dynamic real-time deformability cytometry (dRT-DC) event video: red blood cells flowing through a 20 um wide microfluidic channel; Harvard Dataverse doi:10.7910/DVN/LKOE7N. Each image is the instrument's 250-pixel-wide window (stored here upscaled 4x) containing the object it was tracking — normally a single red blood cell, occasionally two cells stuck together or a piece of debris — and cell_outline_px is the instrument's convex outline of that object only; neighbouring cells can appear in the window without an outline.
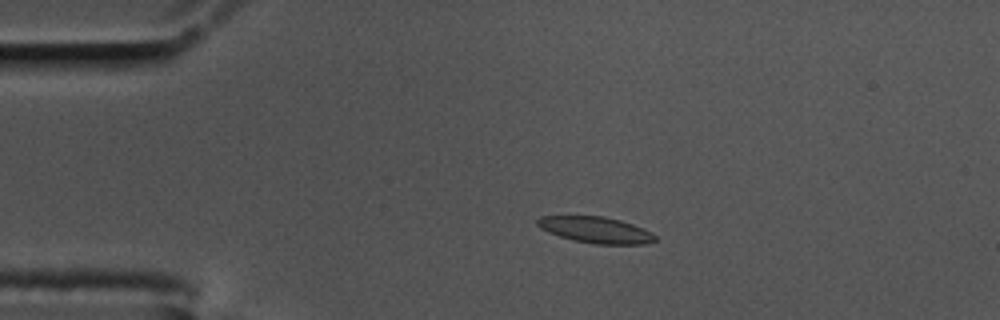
{"species": "common noctule bat (a hibernating species)", "species_latin": "Nyctalus noctula", "temperature_condition": "cold", "stored_images_in_passage": 58, "camera_frame_rate_fps": 3000, "um_per_image_px": 0.085, "animal": {"sex": "male", "body_mass_g": 17.5, "forearm_length_mm": 52.3}, "frame": {"image": 1, "passage_image": 12, "time_ms": 3.667, "image_size_px": [1000, 320], "cell_outline_px": [[656, 240], [644, 244], [596, 244], [572, 240], [548, 232], [540, 228], [536, 224], [536, 220], [540, 216], [604, 216], [620, 220], [632, 224], [652, 232], [656, 236]], "centroid_in_image_um": [50.62, 19.54], "position_along_channel_um": 34.4, "area_um2": 17.98}}
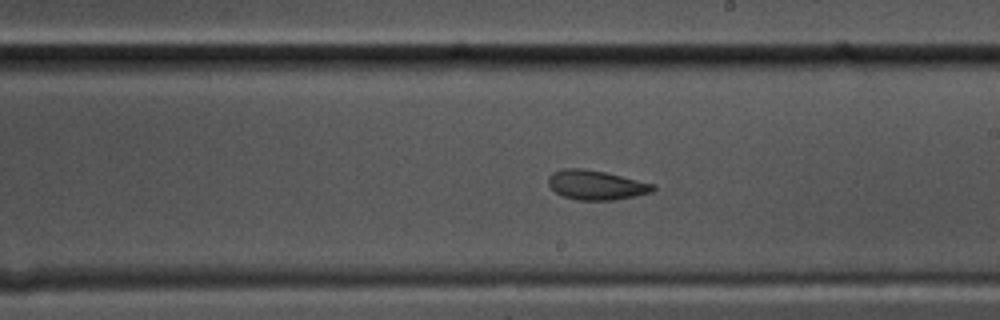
{"frame": {"image": 2, "passage_image": 33, "time_ms": 10.667, "image_size_px": [1000, 320], "cell_outline_px": [[656, 188], [652, 192], [636, 196], [612, 200], [576, 200], [564, 196], [556, 192], [548, 184], [548, 176], [552, 172], [564, 168], [584, 168], [604, 172], [656, 184]], "centroid_in_image_um": [50.68, 15.72], "position_along_channel_um": 238.3, "area_um2": 18.03}}
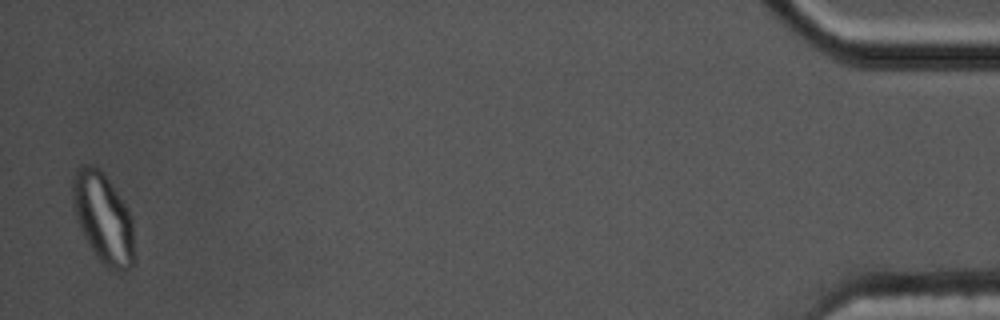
{"frame": {"image": 3, "passage_image": 57, "time_ms": 18.667, "image_size_px": [1000, 320], "cell_outline_px": [[136, 260], [132, 268], [128, 272], [120, 272], [108, 268], [96, 256], [84, 236], [80, 228], [76, 216], [72, 196], [72, 176], [76, 168], [80, 164], [92, 164], [108, 180], [128, 208], [132, 220]], "centroid_in_image_um": [8.8, 18.59], "position_along_channel_um": 426.4, "area_um2": 32.66}, "authors_computed_cell_mechanics": {"area_um2": 18.1781, "velocity_mm_per_s": 3.4697, "shape_relaxation_time_tau1_ms": null, "shape_relaxation_time_tau2_ms": 2.2083, "deformation_change_tau1": null, "deformation_change_tau2": 0.0735}}